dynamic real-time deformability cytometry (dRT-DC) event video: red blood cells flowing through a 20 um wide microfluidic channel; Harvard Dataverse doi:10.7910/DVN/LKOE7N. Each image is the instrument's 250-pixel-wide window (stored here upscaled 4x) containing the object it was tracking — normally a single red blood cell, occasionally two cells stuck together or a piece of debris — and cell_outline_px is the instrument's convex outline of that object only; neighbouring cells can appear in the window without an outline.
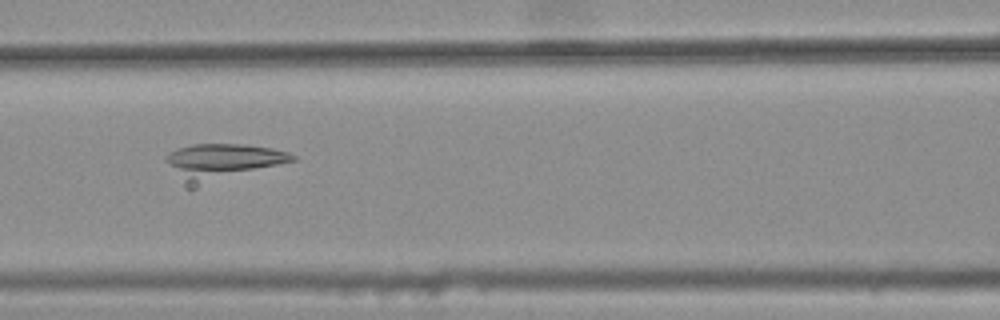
{"species": "common noctule bat (a hibernating species)", "species_latin": "Nyctalus noctula", "temperature_condition": "warm", "stored_images_in_passage": 9, "camera_frame_rate_fps": 3000, "um_per_image_px": 0.085, "animal": {"sex": "female", "body_mass_g": 25.1}, "frame": {"image": 1, "passage_image": 7, "time_ms": 2.0, "image_size_px": [1000, 320], "cell_outline_px": [[296, 160], [196, 188], [188, 188], [184, 184], [164, 160], [164, 156], [168, 152], [176, 148], [192, 144], [244, 144], [272, 148], [288, 152], [296, 156]], "centroid_in_image_um": [18.83, 13.76], "position_along_channel_um": 147.8, "area_um2": 26.93}}
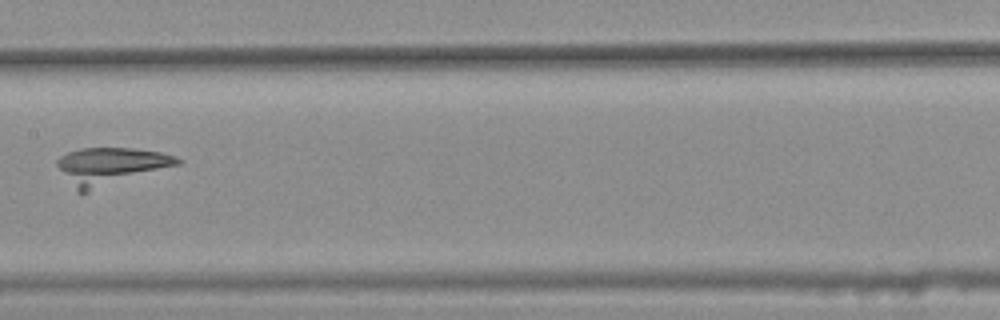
{"frame": {"image": 2, "passage_image": 8, "time_ms": 2.333, "image_size_px": [1000, 320], "cell_outline_px": [[184, 160], [180, 164], [88, 192], [76, 192], [56, 164], [56, 160], [60, 156], [68, 152], [80, 148], [132, 148], [160, 152], [176, 156]], "centroid_in_image_um": [9.4, 14.11], "position_along_channel_um": 198.0, "area_um2": 26.01}}
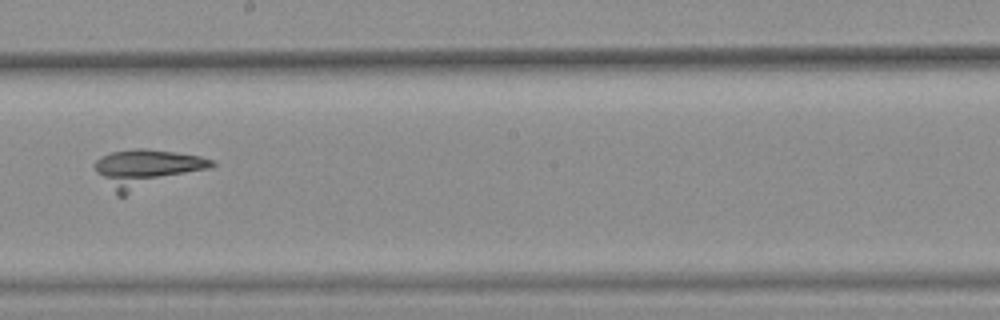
{"frame": {"image": 3, "passage_image": 9, "time_ms": 2.667, "image_size_px": [1000, 320], "cell_outline_px": [[216, 164], [212, 168], [124, 196], [116, 196], [96, 172], [92, 164], [100, 156], [112, 152], [136, 148], [144, 148], [200, 156], [216, 160]], "centroid_in_image_um": [12.45, 14.34], "position_along_channel_um": 235.8, "area_um2": 26.36}}